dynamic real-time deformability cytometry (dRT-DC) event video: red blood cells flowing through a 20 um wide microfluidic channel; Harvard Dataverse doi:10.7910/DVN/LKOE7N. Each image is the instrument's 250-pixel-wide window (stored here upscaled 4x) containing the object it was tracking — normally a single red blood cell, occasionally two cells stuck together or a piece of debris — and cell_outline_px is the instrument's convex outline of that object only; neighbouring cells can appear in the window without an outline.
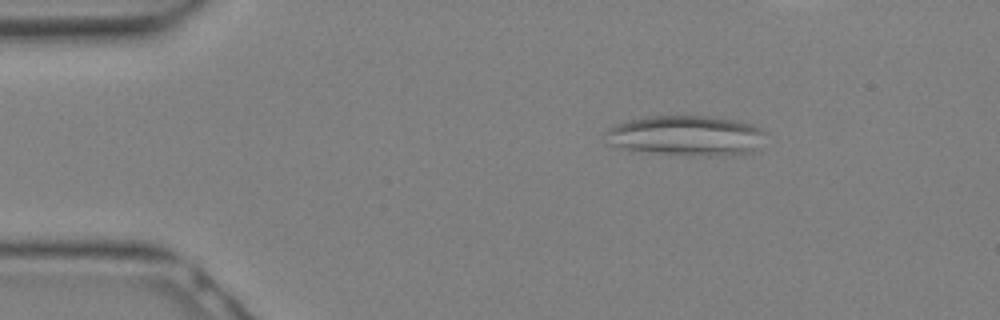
{"species": "Egyptian fruit bat (a non-hibernating species)", "species_latin": "Rousettus aegyptiacus", "temperature_condition": "warm", "stored_images_in_passage": 9, "camera_frame_rate_fps": 3000, "um_per_image_px": 0.085, "animal": {"sex": "female"}, "frame": {"image": 1, "passage_image": 5, "time_ms": 1.333, "image_size_px": [1000, 320], "cell_outline_px": [[772, 136], [752, 152], [732, 156], [700, 156], [628, 152], [608, 144], [604, 132], [608, 128], [616, 124], [648, 116], [712, 116], [736, 120], [752, 124], [764, 128]], "centroid_in_image_um": [58.39, 11.56], "position_along_channel_um": 26.6, "area_um2": 39.07}}